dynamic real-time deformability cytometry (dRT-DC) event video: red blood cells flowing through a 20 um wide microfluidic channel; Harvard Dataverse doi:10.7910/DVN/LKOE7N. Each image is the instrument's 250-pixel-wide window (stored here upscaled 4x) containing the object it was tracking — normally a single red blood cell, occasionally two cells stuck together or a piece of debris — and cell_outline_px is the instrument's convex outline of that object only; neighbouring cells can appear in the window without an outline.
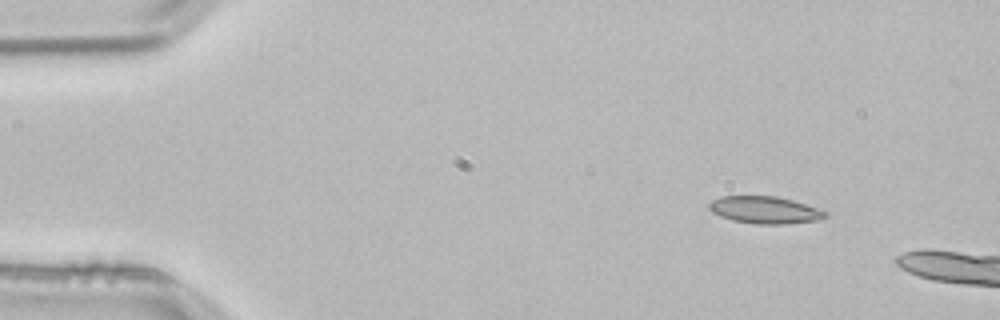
{"species": "common noctule bat (a hibernating species)", "species_latin": "Nyctalus noctula", "temperature_condition": "room temperature", "stored_images_in_passage": 3, "camera_frame_rate_fps": 3000, "um_per_image_px": 0.085, "animal": {"sex": "male", "body_mass_g": 21.5, "forearm_length_mm": 52.0}, "frame": {"image": 1, "passage_image": 1, "time_ms": 0.0, "image_size_px": [1000, 320], "cell_outline_px": [[828, 216], [816, 220], [784, 224], [756, 224], [732, 220], [720, 216], [712, 212], [708, 208], [708, 204], [712, 200], [720, 196], [776, 196], [792, 200], [828, 212]], "centroid_in_image_um": [64.97, 17.84], "position_along_channel_um": 20.0, "area_um2": 18.32}}